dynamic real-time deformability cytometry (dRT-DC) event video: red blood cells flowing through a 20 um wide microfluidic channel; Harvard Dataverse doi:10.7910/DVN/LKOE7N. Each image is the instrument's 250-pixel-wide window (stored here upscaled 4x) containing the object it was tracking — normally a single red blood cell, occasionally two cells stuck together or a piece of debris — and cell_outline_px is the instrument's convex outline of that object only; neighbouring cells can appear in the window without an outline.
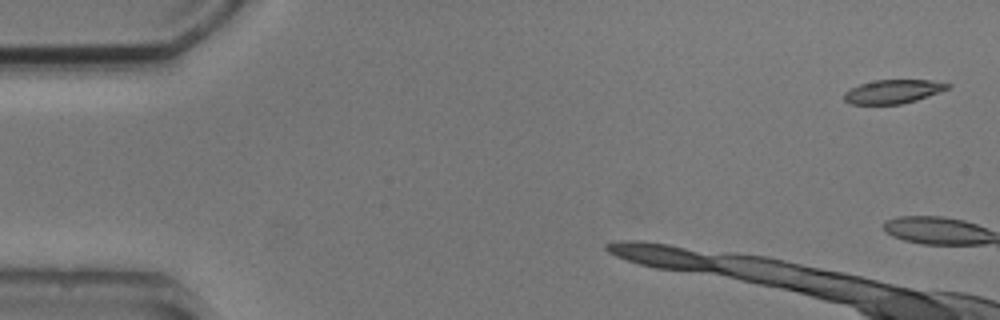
{"species": "common noctule bat (a hibernating species)", "species_latin": "Nyctalus noctula", "temperature_condition": "cold", "stored_images_in_passage": 7, "camera_frame_rate_fps": 3000, "um_per_image_px": 0.085, "animal": {"sex": "male", "body_mass_g": 20.5, "forearm_length_mm": 52.5}, "frame": {"image": 1, "passage_image": 1, "time_ms": 0.0, "image_size_px": [1000, 320], "cell_outline_px": [[952, 84], [948, 88], [928, 96], [916, 100], [900, 104], [852, 104], [844, 100], [844, 92], [860, 84], [876, 80], [932, 80]], "centroid_in_image_um": [75.91, 7.78], "position_along_channel_um": 9.1, "area_um2": 14.16}}